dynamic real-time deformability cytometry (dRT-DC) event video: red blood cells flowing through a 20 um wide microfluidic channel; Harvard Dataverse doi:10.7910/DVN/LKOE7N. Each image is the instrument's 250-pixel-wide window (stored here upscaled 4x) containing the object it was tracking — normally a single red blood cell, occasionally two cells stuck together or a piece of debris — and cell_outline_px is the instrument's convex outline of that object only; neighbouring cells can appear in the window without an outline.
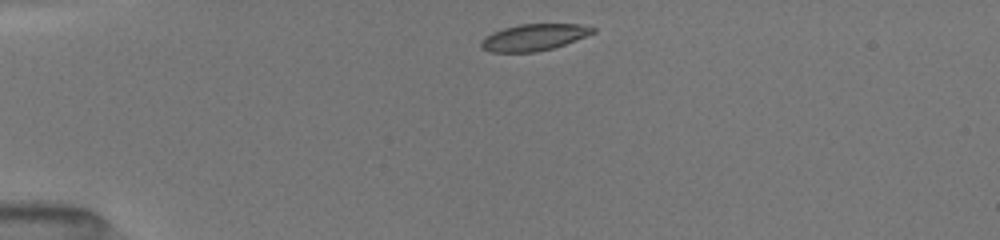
{"species": "common noctule bat (a hibernating species)", "species_latin": "Nyctalus noctula", "temperature_condition": "room temperature", "stored_images_in_passage": 8, "camera_frame_rate_fps": 3000, "um_per_image_px": 0.085, "animal": {"sex": "female", "body_mass_g": 19.5, "forearm_length_mm": 54.1}, "frame": {"image": 1, "passage_image": 1, "time_ms": 0.0, "image_size_px": [1000, 240], "cell_outline_px": [[596, 32], [576, 40], [552, 48], [536, 52], [492, 52], [480, 48], [480, 40], [484, 36], [492, 32], [504, 28], [520, 24], [580, 24], [596, 28]], "centroid_in_image_um": [45.35, 3.17], "position_along_channel_um": 39.6, "area_um2": 17.4}}
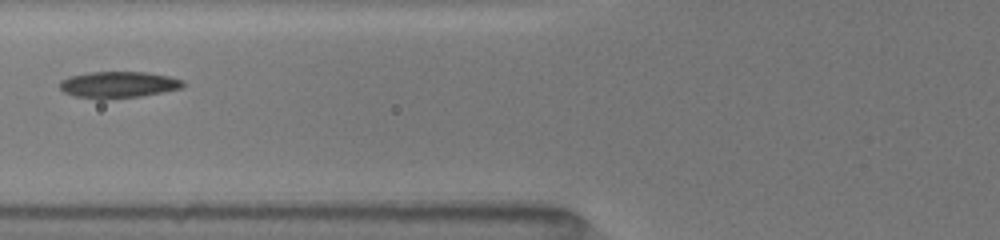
{"frame": {"image": 2, "passage_image": 4, "time_ms": 3.0, "image_size_px": [1000, 240], "cell_outline_px": [[184, 88], [140, 96], [104, 100], [100, 100], [76, 96], [64, 92], [60, 88], [60, 80], [68, 76], [92, 72], [144, 72], [168, 76], [184, 80]], "centroid_in_image_um": [10.05, 7.2], "position_along_channel_um": 115.7, "area_um2": 19.13}}
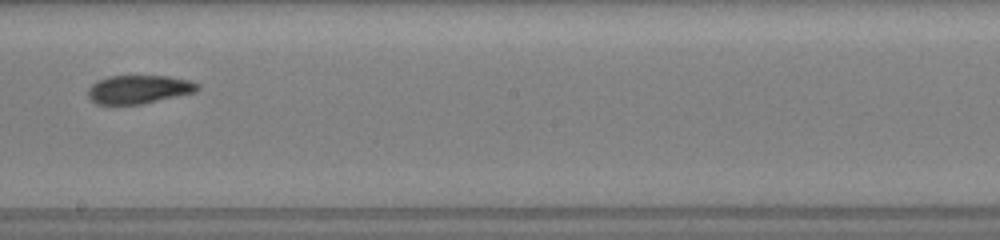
{"frame": {"image": 3, "passage_image": 7, "time_ms": 6.0, "image_size_px": [1000, 240], "cell_outline_px": [[200, 88], [196, 92], [140, 104], [96, 104], [88, 96], [88, 88], [96, 80], [108, 76], [168, 76], [188, 80], [200, 84]], "centroid_in_image_um": [11.79, 7.59], "position_along_channel_um": 236.4, "area_um2": 18.15}}